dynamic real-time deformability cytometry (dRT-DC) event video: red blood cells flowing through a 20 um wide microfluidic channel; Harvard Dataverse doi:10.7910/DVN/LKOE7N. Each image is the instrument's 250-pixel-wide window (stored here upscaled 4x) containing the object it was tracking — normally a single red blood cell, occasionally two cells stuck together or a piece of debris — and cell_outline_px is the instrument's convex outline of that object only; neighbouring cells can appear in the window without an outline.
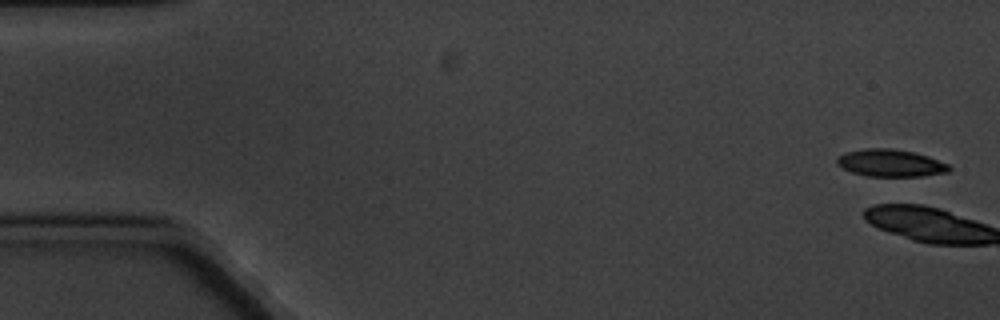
{"species": "common noctule bat (a hibernating species)", "species_latin": "Nyctalus noctula", "temperature_condition": "cold", "stored_images_in_passage": 10, "camera_frame_rate_fps": 3000, "um_per_image_px": 0.085, "animal": {"sex": "male", "body_mass_g": 20.1, "forearm_length_mm": 53.5}, "frame": {"image": 1, "passage_image": 1, "time_ms": 0.0, "image_size_px": [1000, 320], "cell_outline_px": [[952, 168], [948, 172], [924, 176], [868, 176], [852, 172], [836, 164], [836, 160], [844, 152], [864, 148], [892, 148], [912, 152], [928, 156], [948, 164]], "centroid_in_image_um": [75.7, 13.85], "position_along_channel_um": 9.3, "area_um2": 17.8}}
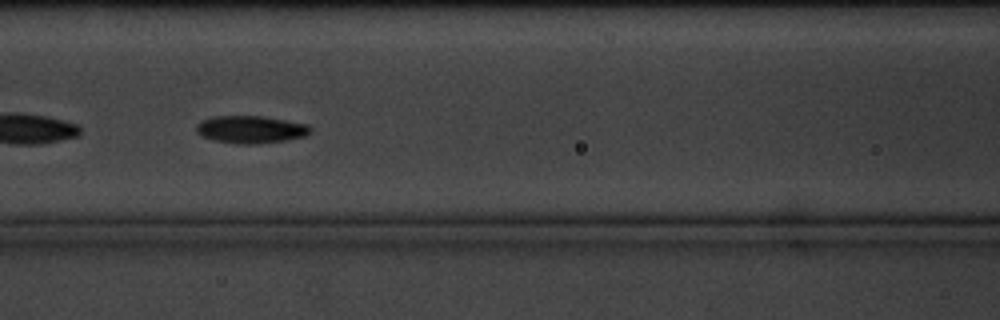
{"frame": {"image": 2, "passage_image": 9, "time_ms": 9.0, "image_size_px": [1000, 320], "cell_outline_px": [[312, 132], [304, 136], [288, 140], [256, 144], [236, 144], [212, 140], [200, 136], [196, 132], [196, 124], [200, 120], [212, 116], [264, 116], [308, 124], [312, 128]], "centroid_in_image_um": [21.29, 11.0], "position_along_channel_um": 145.3, "area_um2": 18.67}}